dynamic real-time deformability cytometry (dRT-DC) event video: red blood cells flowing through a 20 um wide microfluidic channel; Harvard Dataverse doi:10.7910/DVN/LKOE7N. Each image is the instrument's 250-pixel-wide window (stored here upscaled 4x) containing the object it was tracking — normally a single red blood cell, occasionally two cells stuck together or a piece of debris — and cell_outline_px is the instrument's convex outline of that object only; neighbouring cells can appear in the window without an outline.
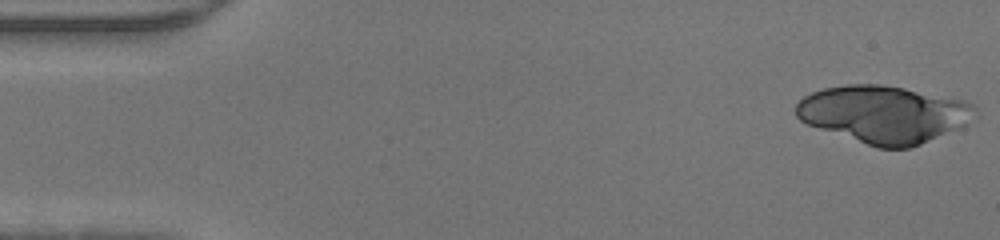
{"species": "human", "species_latin": "Homo sapiens", "temperature_condition": "warm", "stored_images_in_passage": 20, "camera_frame_rate_fps": 3000, "um_per_image_px": 0.085, "donor": {"sex": "male"}, "frame": {"image": 1, "passage_image": 1, "time_ms": 0.0, "image_size_px": [1000, 240], "cell_outline_px": [[980, 116], [976, 120], [964, 128], [920, 144], [908, 148], [876, 148], [808, 124], [800, 120], [796, 116], [796, 104], [804, 96], [812, 92], [824, 88], [844, 84], [880, 84], [904, 88], [964, 100], [972, 104], [976, 108]], "centroid_in_image_um": [75.21, 9.71], "position_along_channel_um": 9.8, "area_um2": 60.4}}
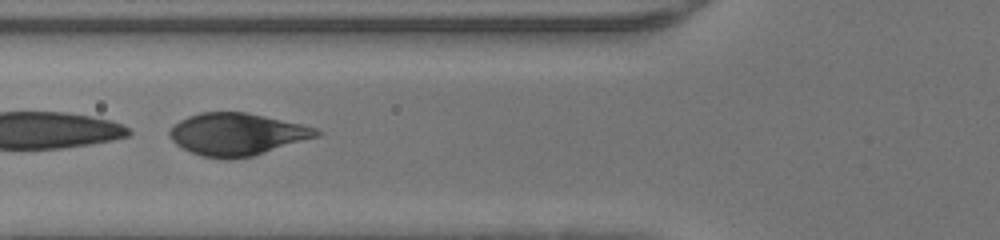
{"frame": {"image": 2, "passage_image": 17, "time_ms": 5.333, "image_size_px": [1000, 240], "cell_outline_px": [[324, 132], [320, 136], [252, 156], [228, 160], [204, 156], [192, 152], [176, 144], [168, 136], [168, 132], [180, 120], [188, 116], [200, 112], [244, 112], [264, 116], [300, 124], [316, 128]], "centroid_in_image_um": [20.15, 11.41], "position_along_channel_um": 105.6, "area_um2": 35.95}}